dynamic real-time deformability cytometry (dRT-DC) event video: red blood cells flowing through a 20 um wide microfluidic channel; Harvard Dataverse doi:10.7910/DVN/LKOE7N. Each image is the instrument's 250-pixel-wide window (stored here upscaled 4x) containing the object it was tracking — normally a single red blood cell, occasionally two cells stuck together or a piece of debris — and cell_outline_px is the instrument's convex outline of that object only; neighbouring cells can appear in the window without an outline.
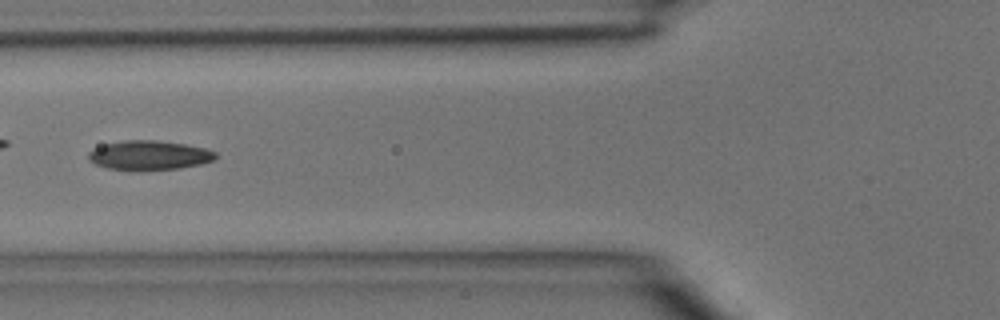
{"species": "common noctule bat (a hibernating species)", "species_latin": "Nyctalus noctula", "temperature_condition": "room temperature", "stored_images_in_passage": 35, "camera_frame_rate_fps": 3000, "um_per_image_px": 0.085, "animal": {"sex": "male", "body_mass_g": 15.6}, "frame": {"image": 1, "passage_image": 11, "time_ms": 3.333, "image_size_px": [1000, 320], "cell_outline_px": [[216, 156], [212, 160], [200, 164], [180, 168], [136, 172], [108, 168], [96, 164], [88, 160], [88, 152], [104, 144], [124, 140], [156, 140], [184, 144], [204, 148], [216, 152]], "centroid_in_image_um": [12.64, 13.22], "position_along_channel_um": 113.2, "area_um2": 21.96}}
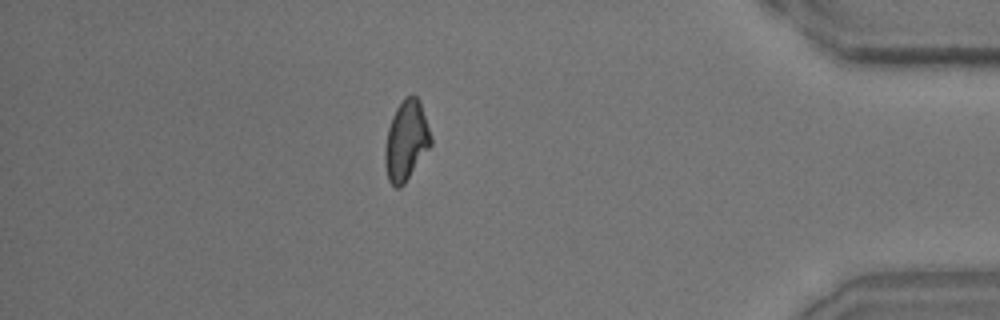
{"frame": {"image": 2, "passage_image": 30, "time_ms": 9.667, "image_size_px": [1000, 320], "cell_outline_px": [[432, 144], [404, 184], [400, 188], [396, 188], [388, 180], [384, 164], [384, 148], [388, 128], [392, 116], [396, 108], [404, 96], [412, 92], [420, 100], [432, 136]], "centroid_in_image_um": [34.52, 11.92], "position_along_channel_um": 400.7, "area_um2": 21.73}}